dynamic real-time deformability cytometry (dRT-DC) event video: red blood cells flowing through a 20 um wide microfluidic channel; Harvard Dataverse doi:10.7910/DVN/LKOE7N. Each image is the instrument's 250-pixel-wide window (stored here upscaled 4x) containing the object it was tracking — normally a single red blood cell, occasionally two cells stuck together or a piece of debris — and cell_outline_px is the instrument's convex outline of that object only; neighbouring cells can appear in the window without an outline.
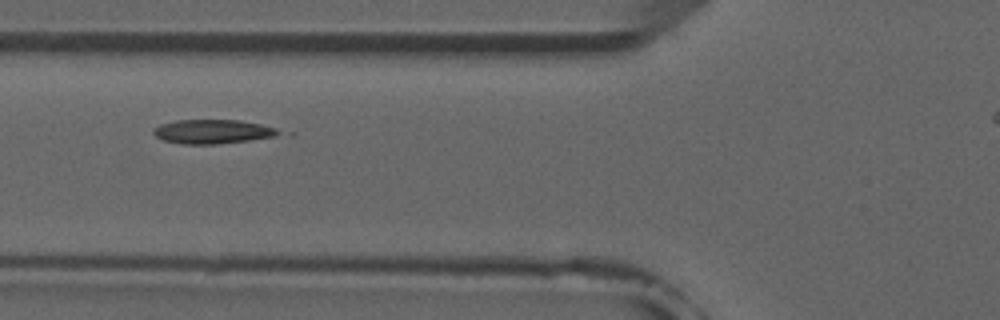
{"species": "common noctule bat (a hibernating species)", "species_latin": "Nyctalus noctula", "temperature_condition": "room temperature", "stored_images_in_passage": 4, "camera_frame_rate_fps": 3000, "um_per_image_px": 0.085, "animal": {"sex": "male", "forearm_length_mm": 52.5}, "frame": {"image": 1, "passage_image": 3, "time_ms": 2.333, "image_size_px": [1000, 320], "cell_outline_px": [[284, 132], [276, 136], [248, 140], [216, 144], [184, 144], [164, 140], [156, 136], [152, 132], [152, 128], [160, 124], [176, 120], [240, 120], [260, 124], [276, 128]], "centroid_in_image_um": [18.07, 11.18], "position_along_channel_um": 107.7, "area_um2": 17.57}}
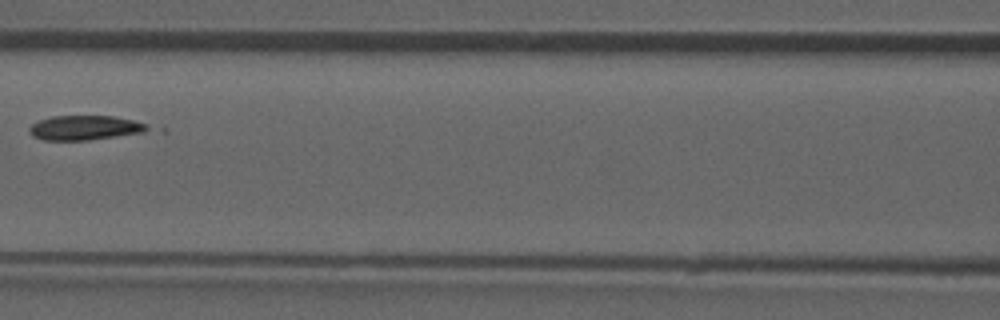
{"frame": {"image": 2, "passage_image": 4, "time_ms": 3.667, "image_size_px": [1000, 320], "cell_outline_px": [[164, 132], [88, 140], [44, 140], [32, 136], [28, 132], [28, 128], [32, 124], [40, 120], [52, 116], [112, 116], [132, 120], [164, 128]], "centroid_in_image_um": [7.54, 10.88], "position_along_channel_um": 159.1, "area_um2": 18.09}}